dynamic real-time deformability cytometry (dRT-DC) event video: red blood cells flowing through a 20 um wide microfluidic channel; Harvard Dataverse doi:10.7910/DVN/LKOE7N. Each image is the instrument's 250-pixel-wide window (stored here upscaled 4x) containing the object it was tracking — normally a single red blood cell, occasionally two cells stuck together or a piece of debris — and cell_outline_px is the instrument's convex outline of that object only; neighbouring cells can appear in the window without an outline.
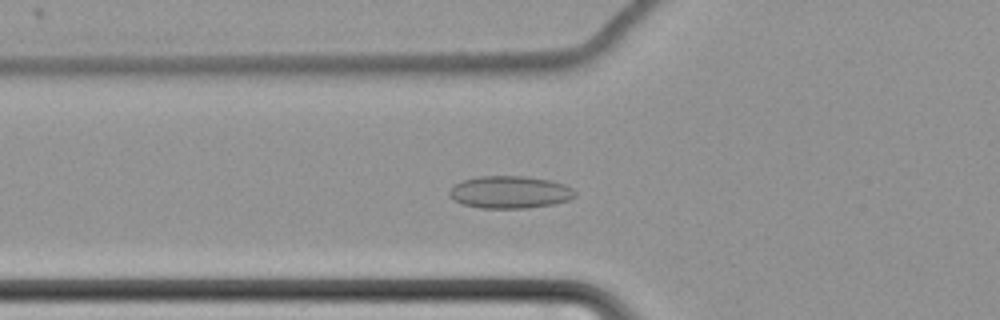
{"species": "common noctule bat (a hibernating species)", "species_latin": "Nyctalus noctula", "temperature_condition": "cold", "stored_images_in_passage": 66, "camera_frame_rate_fps": 3000, "um_per_image_px": 0.085, "animal": {"sex": "female", "body_mass_g": 22.7, "forearm_length_mm": 54.2}, "frame": {"image": 1, "passage_image": 28, "time_ms": 9.0, "image_size_px": [1000, 320], "cell_outline_px": [[576, 196], [568, 200], [552, 204], [528, 208], [480, 208], [464, 204], [452, 200], [448, 196], [448, 192], [456, 184], [464, 180], [480, 176], [524, 176], [548, 180], [564, 184], [572, 188], [576, 192]], "centroid_in_image_um": [43.33, 16.34], "position_along_channel_um": 82.5, "area_um2": 23.64}}
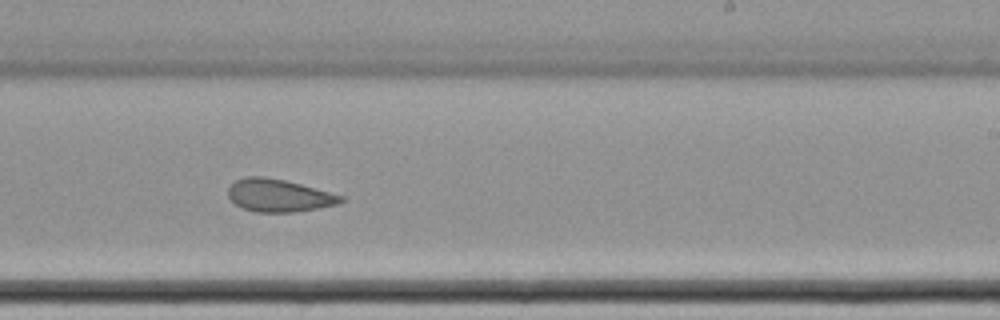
{"frame": {"image": 2, "passage_image": 44, "time_ms": 14.333, "image_size_px": [1000, 320], "cell_outline_px": [[344, 200], [336, 204], [316, 208], [292, 212], [256, 212], [244, 208], [236, 204], [228, 196], [228, 188], [236, 180], [244, 176], [264, 176], [284, 180], [300, 184], [344, 196]], "centroid_in_image_um": [23.67, 16.6], "position_along_channel_um": 265.3, "area_um2": 21.15}}
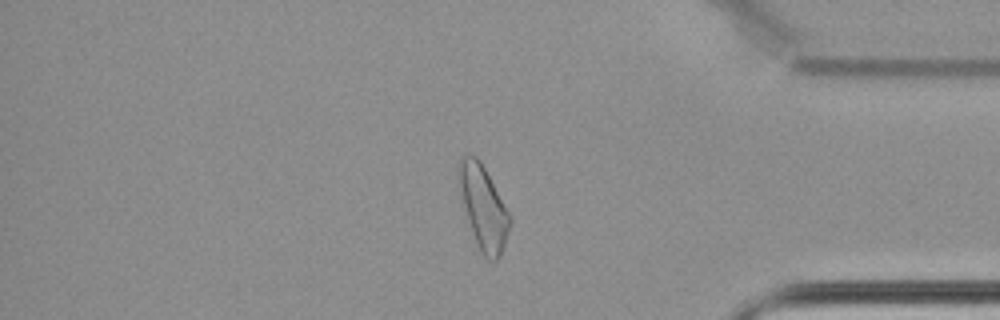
{"frame": {"image": 3, "passage_image": 57, "time_ms": 18.667, "image_size_px": [1000, 320], "cell_outline_px": [[512, 220], [500, 256], [496, 260], [488, 260], [480, 252], [472, 232], [468, 220], [464, 204], [456, 168], [460, 156], [476, 156], [480, 160], [512, 216]], "centroid_in_image_um": [41.1, 17.62], "position_along_channel_um": 394.1, "area_um2": 24.57}, "authors_computed_cell_mechanics": {"area_um2": 25.2008, "velocity_mm_per_s": 3.4436, "shape_relaxation_time_tau1_ms": null, "shape_relaxation_time_tau2_ms": 3.5688, "deformation_change_tau1": null, "deformation_change_tau2": 0.0897}}